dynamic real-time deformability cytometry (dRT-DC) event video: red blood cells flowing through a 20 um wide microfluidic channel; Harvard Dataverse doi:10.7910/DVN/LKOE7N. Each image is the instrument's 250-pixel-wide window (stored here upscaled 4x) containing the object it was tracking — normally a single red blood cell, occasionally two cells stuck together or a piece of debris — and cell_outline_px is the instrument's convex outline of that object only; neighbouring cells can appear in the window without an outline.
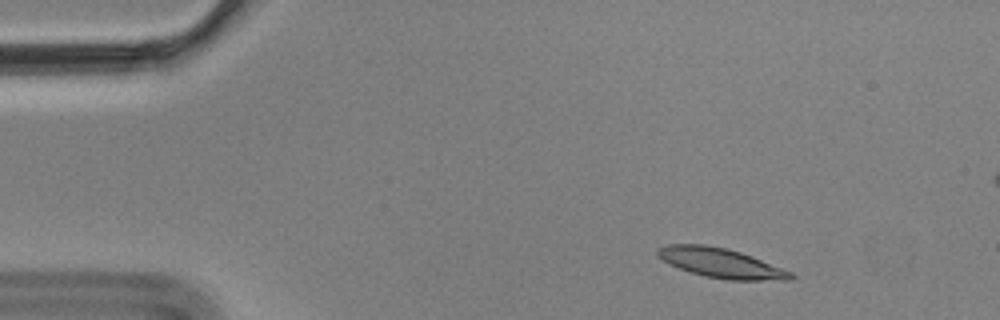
{"species": "Egyptian fruit bat (a non-hibernating species)", "species_latin": "Rousettus aegyptiacus", "temperature_condition": "cold", "stored_images_in_passage": 8, "camera_frame_rate_fps": 3000, "um_per_image_px": 0.085, "animal": {"sex": "male"}, "frame": {"image": 1, "passage_image": 1, "time_ms": 0.0, "image_size_px": [1000, 320], "cell_outline_px": [[796, 276], [792, 280], [728, 280], [704, 276], [668, 264], [656, 256], [656, 248], [668, 244], [704, 244], [728, 248], [752, 256], [792, 272]], "centroid_in_image_um": [61.26, 22.35], "position_along_channel_um": 23.7, "area_um2": 23.12}}
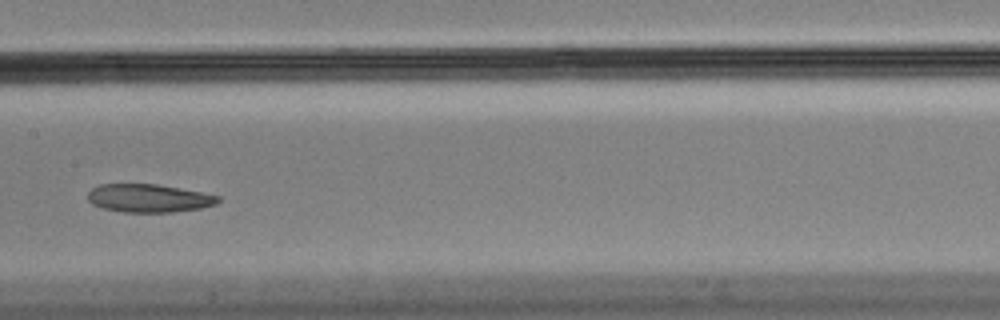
{"frame": {"image": 2, "passage_image": 7, "time_ms": 2.0, "image_size_px": [1000, 320], "cell_outline_px": [[220, 200], [216, 204], [200, 208], [172, 212], [124, 212], [104, 208], [92, 204], [88, 200], [88, 192], [92, 188], [100, 184], [156, 184], [200, 192], [220, 196]], "centroid_in_image_um": [12.63, 16.84], "position_along_channel_um": 194.8, "area_um2": 21.21}}
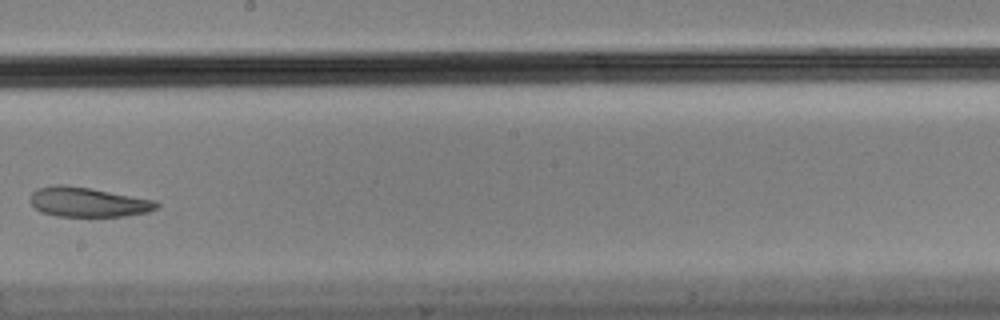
{"frame": {"image": 3, "passage_image": 8, "time_ms": 2.333, "image_size_px": [1000, 320], "cell_outline_px": [[160, 204], [156, 208], [148, 212], [124, 216], [56, 216], [40, 212], [28, 200], [32, 192], [36, 188], [56, 184], [64, 184], [88, 188], [156, 200]], "centroid_in_image_um": [7.44, 17.17], "position_along_channel_um": 240.8, "area_um2": 21.85}}